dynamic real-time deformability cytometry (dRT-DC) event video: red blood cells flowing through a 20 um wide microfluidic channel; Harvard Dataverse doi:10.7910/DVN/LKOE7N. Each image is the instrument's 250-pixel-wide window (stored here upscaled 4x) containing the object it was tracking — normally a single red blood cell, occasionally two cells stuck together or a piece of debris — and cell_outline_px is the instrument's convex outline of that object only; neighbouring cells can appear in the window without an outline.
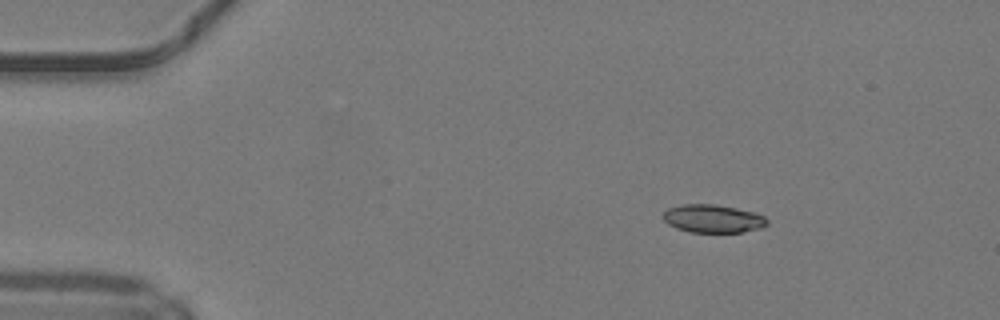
{"species": "common noctule bat (a hibernating species)", "species_latin": "Nyctalus noctula", "temperature_condition": "warm", "stored_images_in_passage": 8, "camera_frame_rate_fps": 3000, "um_per_image_px": 0.085, "animal": {"sex": "male", "body_mass_g": 19.2, "forearm_length_mm": 51.8}, "frame": {"image": 1, "passage_image": 1, "time_ms": 0.0, "image_size_px": [1000, 320], "cell_outline_px": [[768, 224], [760, 228], [740, 232], [692, 232], [676, 228], [668, 224], [664, 220], [664, 212], [668, 208], [684, 204], [716, 204], [736, 208], [752, 212], [764, 216], [768, 220]], "centroid_in_image_um": [60.6, 18.58], "position_along_channel_um": 24.4, "area_um2": 16.88}}